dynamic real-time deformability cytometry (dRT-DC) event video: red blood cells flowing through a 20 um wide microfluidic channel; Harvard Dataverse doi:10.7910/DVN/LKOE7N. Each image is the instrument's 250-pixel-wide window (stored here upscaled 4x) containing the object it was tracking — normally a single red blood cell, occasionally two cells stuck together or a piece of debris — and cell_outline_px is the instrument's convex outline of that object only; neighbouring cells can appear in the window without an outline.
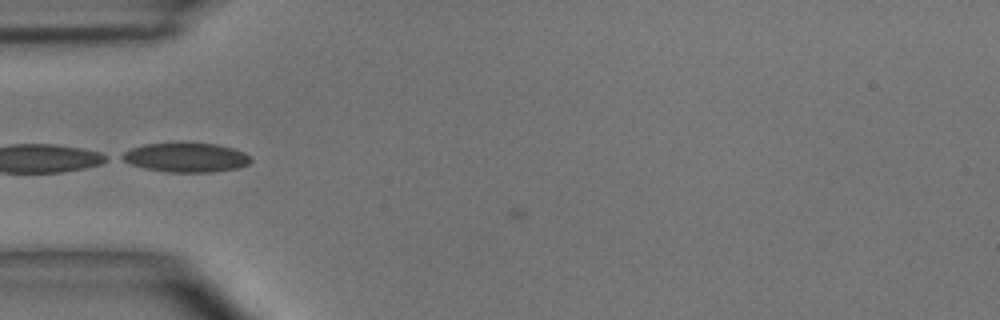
{"species": "common noctule bat (a hibernating species)", "species_latin": "Nyctalus noctula", "temperature_condition": "room temperature", "stored_images_in_passage": 7, "camera_frame_rate_fps": 3000, "um_per_image_px": 0.085, "animal": {"sex": "male", "body_mass_g": 15.6}, "frame": {"image": 1, "passage_image": 6, "time_ms": 1.667, "image_size_px": [1000, 320], "cell_outline_px": [[252, 160], [248, 164], [240, 168], [212, 172], [168, 172], [144, 168], [132, 164], [116, 156], [132, 148], [144, 144], [180, 140], [216, 144], [232, 148], [244, 152]], "centroid_in_image_um": [15.79, 13.34], "position_along_channel_um": 69.2, "area_um2": 22.72}}